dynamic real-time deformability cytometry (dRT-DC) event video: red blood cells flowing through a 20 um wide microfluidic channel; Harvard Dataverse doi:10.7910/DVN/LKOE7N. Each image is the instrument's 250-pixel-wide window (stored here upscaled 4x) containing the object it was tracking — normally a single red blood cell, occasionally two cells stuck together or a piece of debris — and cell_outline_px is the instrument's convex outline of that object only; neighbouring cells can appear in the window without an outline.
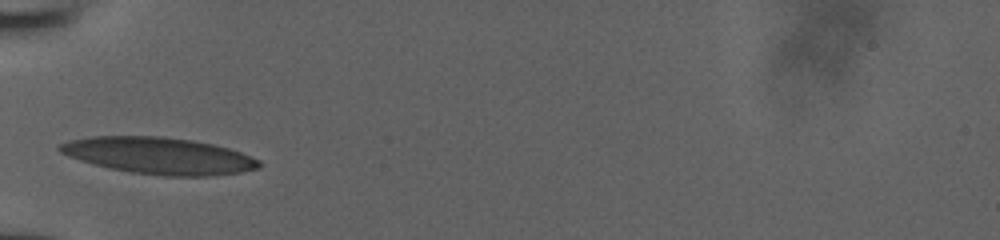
{"species": "human", "species_latin": "Homo sapiens", "temperature_condition": "room temperature", "stored_images_in_passage": 26, "camera_frame_rate_fps": 3000, "um_per_image_px": 0.085, "donor": {"sex": "male"}, "frame": {"image": 1, "passage_image": 1, "time_ms": 0.0, "image_size_px": [1000, 240], "cell_outline_px": [[264, 164], [260, 168], [240, 172], [208, 176], [164, 176], [132, 172], [108, 168], [80, 160], [68, 156], [60, 152], [56, 148], [60, 144], [68, 140], [92, 136], [164, 136], [192, 140], [212, 144], [228, 148], [252, 156], [260, 160]], "centroid_in_image_um": [13.52, 13.23], "position_along_channel_um": 71.5, "area_um2": 42.77}}
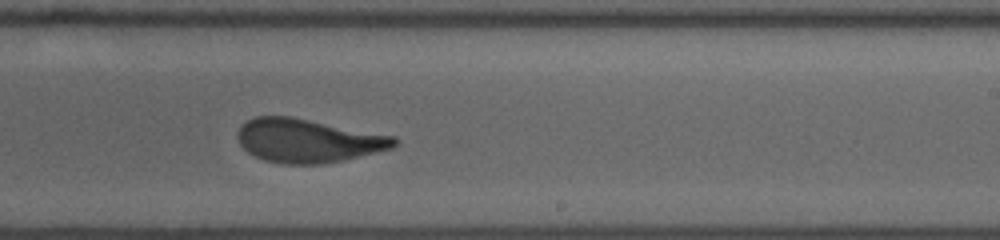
{"frame": {"image": 2, "passage_image": 15, "time_ms": 4.667, "image_size_px": [1000, 240], "cell_outline_px": [[396, 144], [392, 148], [344, 160], [320, 164], [284, 164], [264, 160], [248, 152], [240, 144], [236, 136], [236, 132], [248, 120], [256, 116], [288, 116], [396, 136]], "centroid_in_image_um": [26.16, 11.96], "position_along_channel_um": 262.8, "area_um2": 39.54}}
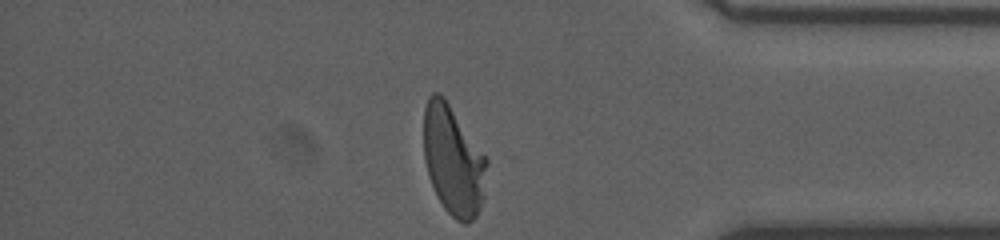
{"frame": {"image": 3, "passage_image": 26, "time_ms": 8.333, "image_size_px": [1000, 240], "cell_outline_px": [[488, 164], [484, 196], [480, 208], [476, 216], [468, 224], [464, 224], [456, 220], [444, 208], [436, 196], [428, 176], [424, 160], [424, 108], [428, 96], [432, 92], [440, 92], [444, 96], [488, 160]], "centroid_in_image_um": [38.52, 13.64], "position_along_channel_um": 396.7, "area_um2": 40.63}}